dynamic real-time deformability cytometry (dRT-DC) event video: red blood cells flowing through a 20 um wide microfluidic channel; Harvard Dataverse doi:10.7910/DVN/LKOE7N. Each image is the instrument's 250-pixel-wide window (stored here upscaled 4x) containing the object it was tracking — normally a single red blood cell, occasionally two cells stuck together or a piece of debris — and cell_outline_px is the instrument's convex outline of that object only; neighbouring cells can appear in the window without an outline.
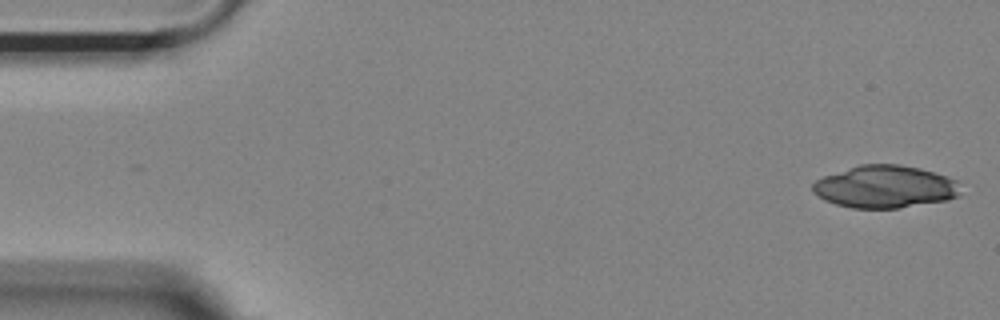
{"species": "Egyptian fruit bat (a non-hibernating species)", "species_latin": "Rousettus aegyptiacus", "temperature_condition": "room temperature", "stored_images_in_passage": 40, "camera_frame_rate_fps": 3000, "um_per_image_px": 0.085, "animal": {"sex": "female"}, "frame": {"image": 1, "passage_image": 1, "time_ms": 0.0, "image_size_px": [1000, 320], "cell_outline_px": [[960, 196], [948, 200], [900, 208], [852, 208], [836, 204], [824, 200], [812, 192], [812, 184], [816, 180], [824, 176], [860, 164], [900, 164], [920, 168], [960, 180]], "centroid_in_image_um": [75.27, 15.87], "position_along_channel_um": 9.7, "area_um2": 36.93}, "authors_computed_cell_mechanics": {"area_um2": 21.7906, "velocity_mm_per_s": 3.7006, "shape_relaxation_time_tau1_ms": 6.6693, "shape_relaxation_time_tau2_ms": null, "deformation_change_tau1": 0.1761, "deformation_change_tau2": null}}